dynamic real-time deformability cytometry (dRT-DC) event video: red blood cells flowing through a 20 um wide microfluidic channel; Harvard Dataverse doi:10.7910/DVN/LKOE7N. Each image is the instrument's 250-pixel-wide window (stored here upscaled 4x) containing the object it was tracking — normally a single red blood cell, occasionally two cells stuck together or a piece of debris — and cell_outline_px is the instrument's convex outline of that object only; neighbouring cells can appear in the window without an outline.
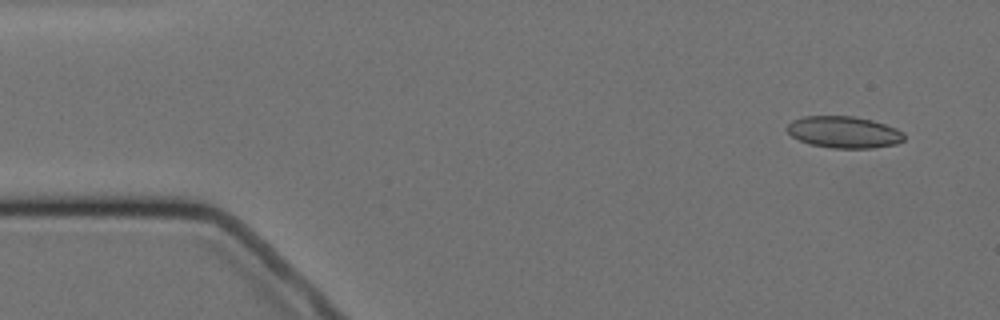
{"species": "Egyptian fruit bat (a non-hibernating species)", "species_latin": "Rousettus aegyptiacus", "temperature_condition": "cold", "stored_images_in_passage": 5, "camera_frame_rate_fps": 3000, "um_per_image_px": 0.085, "animal": {"sex": "female"}, "frame": {"image": 1, "passage_image": 2, "time_ms": 1.0, "image_size_px": [1000, 320], "cell_outline_px": [[904, 140], [896, 144], [872, 148], [832, 148], [812, 144], [800, 140], [792, 136], [784, 128], [792, 120], [804, 116], [852, 116], [872, 120], [896, 128], [904, 132]], "centroid_in_image_um": [71.73, 11.23], "position_along_channel_um": 13.3, "area_um2": 21.62}}
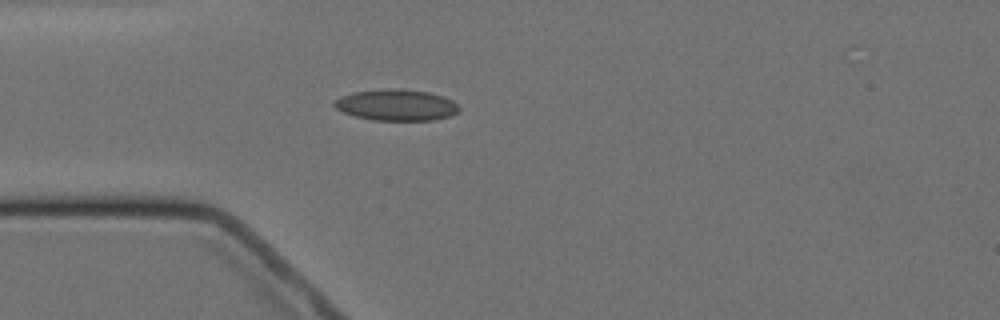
{"frame": {"image": 2, "passage_image": 5, "time_ms": 4.667, "image_size_px": [1000, 320], "cell_outline_px": [[460, 108], [456, 112], [448, 116], [432, 120], [372, 120], [356, 116], [344, 112], [336, 108], [332, 104], [340, 96], [352, 92], [388, 88], [396, 88], [428, 92], [452, 100]], "centroid_in_image_um": [33.65, 8.92], "position_along_channel_um": 51.4, "area_um2": 22.48}}